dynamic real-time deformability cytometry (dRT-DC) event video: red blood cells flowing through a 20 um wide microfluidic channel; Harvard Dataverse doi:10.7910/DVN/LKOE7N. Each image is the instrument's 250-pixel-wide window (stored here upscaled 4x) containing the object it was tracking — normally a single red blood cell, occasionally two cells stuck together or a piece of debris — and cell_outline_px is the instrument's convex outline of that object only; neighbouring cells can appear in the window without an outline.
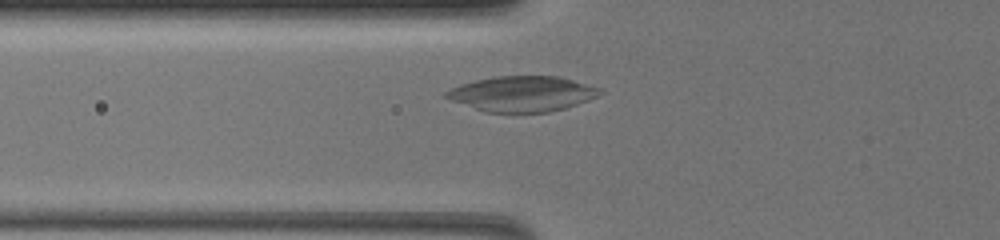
{"species": "common noctule bat (a hibernating species)", "species_latin": "Nyctalus noctula", "temperature_condition": "warm", "stored_images_in_passage": 39, "camera_frame_rate_fps": 3000, "um_per_image_px": 0.085, "animal": {"sex": "female", "body_mass_g": 19.5, "forearm_length_mm": 54.1}, "frame": {"image": 1, "passage_image": 4, "time_ms": 1.0, "image_size_px": [1000, 240], "cell_outline_px": [[604, 92], [588, 100], [564, 108], [548, 112], [484, 112], [452, 100], [444, 96], [444, 92], [460, 84], [476, 80], [496, 76], [560, 76], [600, 88]], "centroid_in_image_um": [44.38, 7.97], "position_along_channel_um": 81.4, "area_um2": 31.44}}
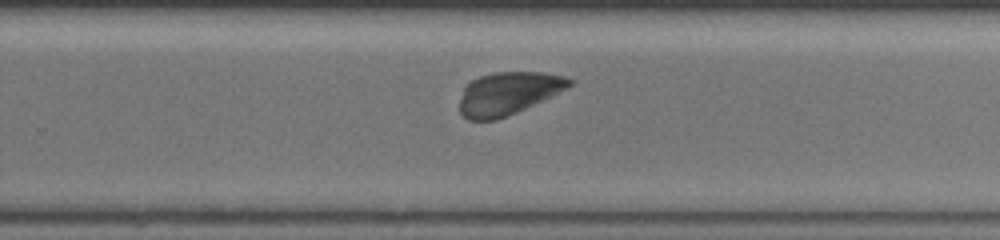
{"frame": {"image": 2, "passage_image": 23, "time_ms": 7.333, "image_size_px": [1000, 240], "cell_outline_px": [[572, 84], [568, 88], [552, 96], [516, 112], [496, 120], [468, 120], [460, 112], [460, 100], [464, 88], [472, 80], [480, 76], [496, 72], [544, 72], [564, 76], [572, 80]], "centroid_in_image_um": [43.2, 7.93], "position_along_channel_um": 286.6, "area_um2": 27.11}}
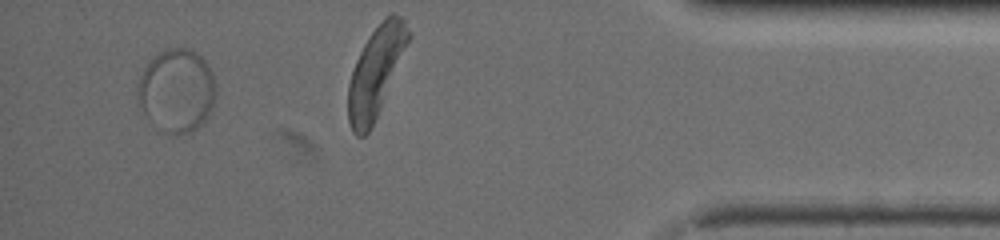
{"frame": {"image": 3, "passage_image": 36, "time_ms": 11.667, "image_size_px": [1000, 240], "cell_outline_px": [[216, 96], [212, 108], [204, 124], [192, 132], [176, 136], [172, 136], [164, 132], [144, 112], [140, 104], [136, 88], [140, 76], [148, 60], [152, 56], [164, 48], [192, 48], [208, 64], [212, 72], [216, 88]], "centroid_in_image_um": [15.04, 7.69], "position_along_channel_um": 420.2, "area_um2": 38.49}, "authors_computed_cell_mechanics": {"area_um2": 29.3046, "velocity_mm_per_s": 3.246, "shape_relaxation_time_tau1_ms": 5.048, "shape_relaxation_time_tau2_ms": 5.1708, "deformation_change_tau1": 0.1987, "deformation_change_tau2": 0.1082}}